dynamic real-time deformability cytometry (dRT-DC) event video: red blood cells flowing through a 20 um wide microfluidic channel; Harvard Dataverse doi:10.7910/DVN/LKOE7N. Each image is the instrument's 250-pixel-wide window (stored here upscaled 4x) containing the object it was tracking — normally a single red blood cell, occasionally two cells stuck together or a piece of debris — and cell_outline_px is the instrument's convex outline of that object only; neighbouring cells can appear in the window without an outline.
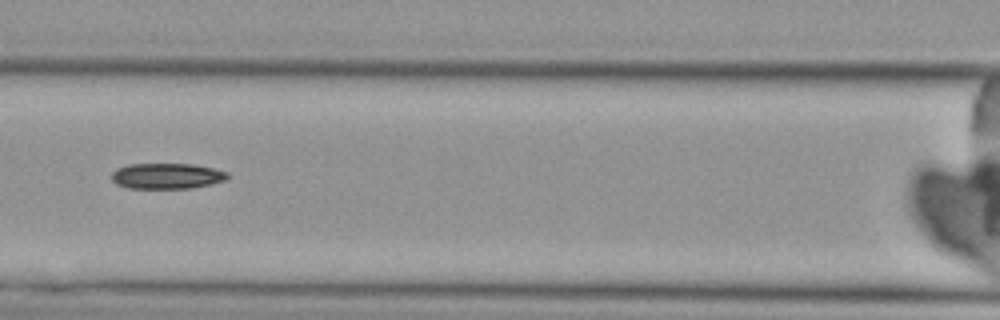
{"species": "Egyptian fruit bat (a non-hibernating species)", "species_latin": "Rousettus aegyptiacus", "temperature_condition": "cold", "stored_images_in_passage": 9, "camera_frame_rate_fps": 3000, "um_per_image_px": 0.085, "animal": {"sex": "female"}, "frame": {"image": 1, "passage_image": 7, "time_ms": 8.0, "image_size_px": [1000, 320], "cell_outline_px": [[228, 176], [224, 180], [208, 184], [188, 188], [128, 188], [116, 184], [112, 180], [112, 172], [116, 168], [128, 164], [192, 164], [212, 168], [228, 172]], "centroid_in_image_um": [14.12, 14.95], "position_along_channel_um": 152.5, "area_um2": 17.17}}
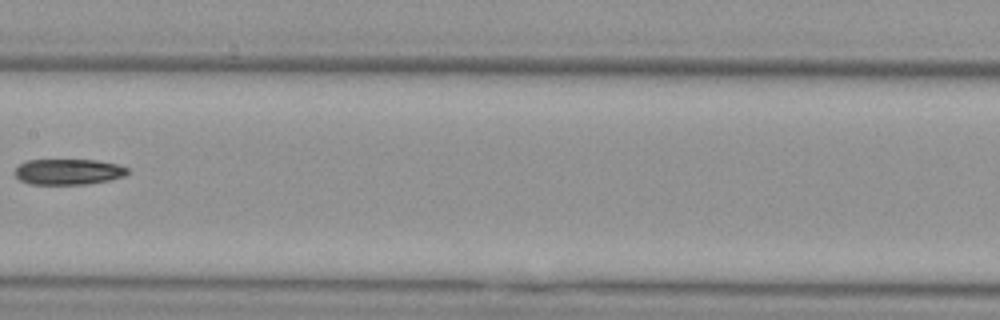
{"frame": {"image": 2, "passage_image": 8, "time_ms": 9.333, "image_size_px": [1000, 320], "cell_outline_px": [[128, 172], [124, 176], [108, 180], [88, 184], [28, 184], [20, 180], [12, 172], [20, 164], [28, 160], [96, 160], [116, 164], [128, 168]], "centroid_in_image_um": [5.77, 14.6], "position_along_channel_um": 201.6, "area_um2": 16.88}}
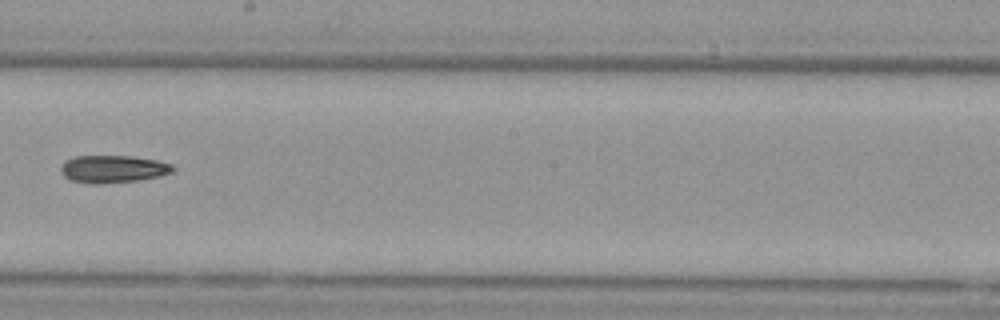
{"frame": {"image": 3, "passage_image": 9, "time_ms": 10.333, "image_size_px": [1000, 320], "cell_outline_px": [[176, 168], [172, 172], [160, 176], [136, 180], [100, 184], [88, 184], [68, 180], [60, 172], [60, 168], [64, 160], [72, 156], [132, 156], [156, 160], [172, 164]], "centroid_in_image_um": [9.55, 14.36], "position_along_channel_um": 238.6, "area_um2": 18.21}}